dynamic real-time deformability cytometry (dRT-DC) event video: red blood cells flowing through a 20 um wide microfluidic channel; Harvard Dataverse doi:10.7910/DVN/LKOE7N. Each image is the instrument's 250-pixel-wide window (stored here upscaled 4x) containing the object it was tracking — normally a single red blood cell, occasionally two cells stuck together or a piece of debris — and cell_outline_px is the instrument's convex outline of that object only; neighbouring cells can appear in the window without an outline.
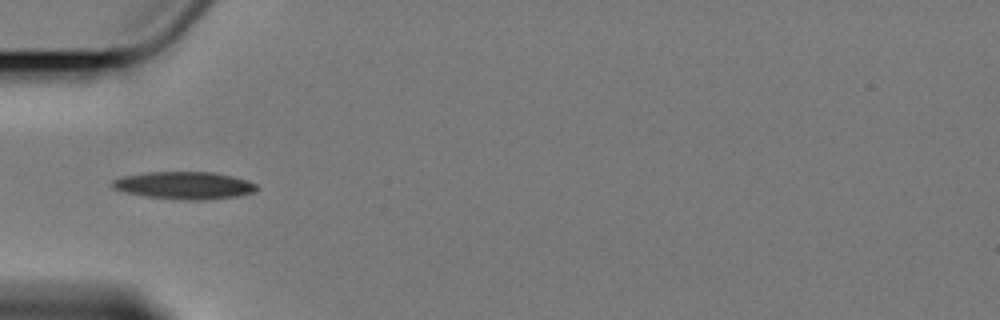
{"species": "Egyptian fruit bat (a non-hibernating species)", "species_latin": "Rousettus aegyptiacus", "temperature_condition": "cold", "stored_images_in_passage": 5, "camera_frame_rate_fps": 3000, "um_per_image_px": 0.085, "animal": {"sex": "female"}, "frame": {"image": 1, "passage_image": 3, "time_ms": 2.667, "image_size_px": [1000, 320], "cell_outline_px": [[260, 188], [256, 192], [236, 196], [204, 200], [180, 200], [144, 196], [124, 192], [112, 188], [108, 184], [112, 180], [120, 176], [148, 172], [212, 172], [232, 176], [256, 184]], "centroid_in_image_um": [15.61, 15.76], "position_along_channel_um": 69.4, "area_um2": 23.35}}
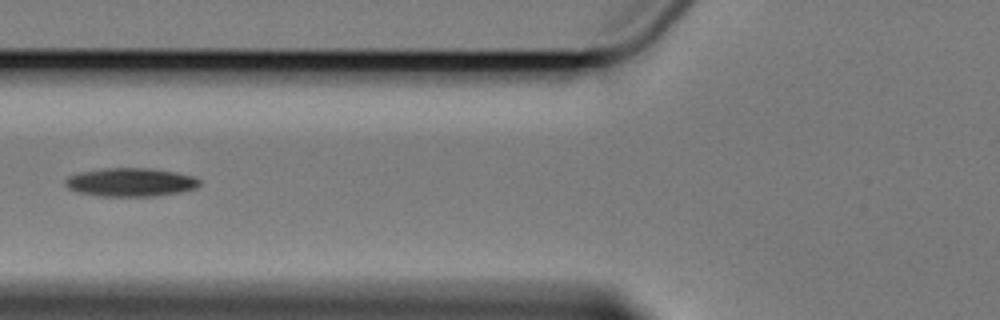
{"frame": {"image": 2, "passage_image": 4, "time_ms": 4.0, "image_size_px": [1000, 320], "cell_outline_px": [[200, 184], [196, 188], [180, 192], [156, 196], [100, 196], [76, 192], [68, 188], [64, 184], [64, 180], [68, 176], [80, 172], [104, 168], [148, 168], [176, 172], [192, 176], [200, 180]], "centroid_in_image_um": [11.07, 15.49], "position_along_channel_um": 114.7, "area_um2": 22.37}}
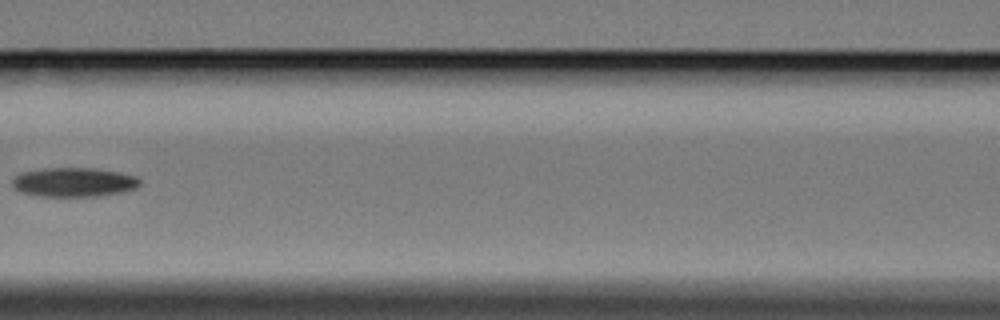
{"frame": {"image": 3, "passage_image": 5, "time_ms": 5.333, "image_size_px": [1000, 320], "cell_outline_px": [[140, 184], [136, 188], [124, 192], [100, 196], [36, 196], [20, 192], [12, 188], [12, 180], [20, 172], [40, 168], [96, 168], [120, 172], [136, 176], [140, 180]], "centroid_in_image_um": [6.26, 15.48], "position_along_channel_um": 160.3, "area_um2": 22.08}}